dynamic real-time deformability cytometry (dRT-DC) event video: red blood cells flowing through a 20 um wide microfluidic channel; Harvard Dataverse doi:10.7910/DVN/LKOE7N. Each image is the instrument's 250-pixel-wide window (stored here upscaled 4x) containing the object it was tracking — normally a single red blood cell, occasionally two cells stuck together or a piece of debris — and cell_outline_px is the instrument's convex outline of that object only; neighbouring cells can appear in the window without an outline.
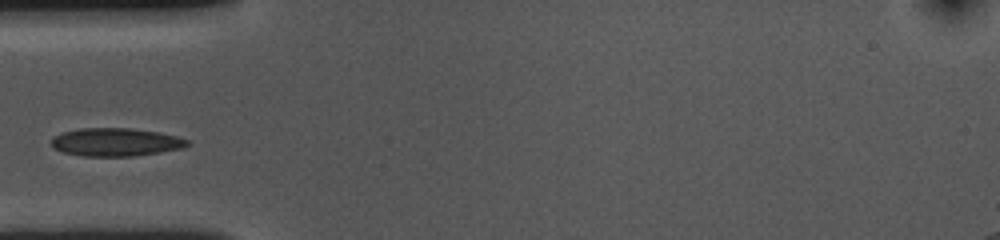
{"species": "common noctule bat (a hibernating species)", "species_latin": "Nyctalus noctula", "temperature_condition": "cold", "stored_images_in_passage": 11, "camera_frame_rate_fps": 3000, "um_per_image_px": 0.085, "animal": {"sex": "female", "body_mass_g": 10.0, "forearm_length_mm": 53.1}, "frame": {"image": 1, "passage_image": 1, "time_ms": 0.0, "image_size_px": [1000, 240], "cell_outline_px": [[192, 144], [184, 148], [160, 152], [132, 156], [84, 156], [64, 152], [52, 148], [52, 136], [64, 132], [80, 128], [128, 128], [160, 132], [176, 136], [188, 140]], "centroid_in_image_um": [9.86, 12.08], "position_along_channel_um": 75.1, "area_um2": 22.31}}
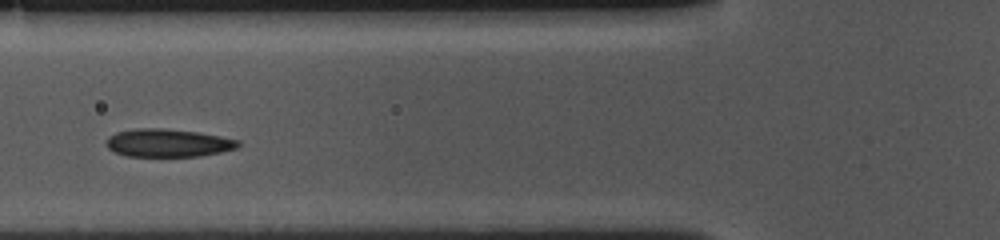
{"frame": {"image": 2, "passage_image": 4, "time_ms": 1.0, "image_size_px": [1000, 240], "cell_outline_px": [[240, 144], [236, 148], [220, 152], [200, 156], [128, 156], [116, 152], [108, 148], [108, 136], [116, 132], [136, 128], [164, 128], [196, 132], [220, 136], [240, 140]], "centroid_in_image_um": [14.29, 12.14], "position_along_channel_um": 111.5, "area_um2": 21.33}}